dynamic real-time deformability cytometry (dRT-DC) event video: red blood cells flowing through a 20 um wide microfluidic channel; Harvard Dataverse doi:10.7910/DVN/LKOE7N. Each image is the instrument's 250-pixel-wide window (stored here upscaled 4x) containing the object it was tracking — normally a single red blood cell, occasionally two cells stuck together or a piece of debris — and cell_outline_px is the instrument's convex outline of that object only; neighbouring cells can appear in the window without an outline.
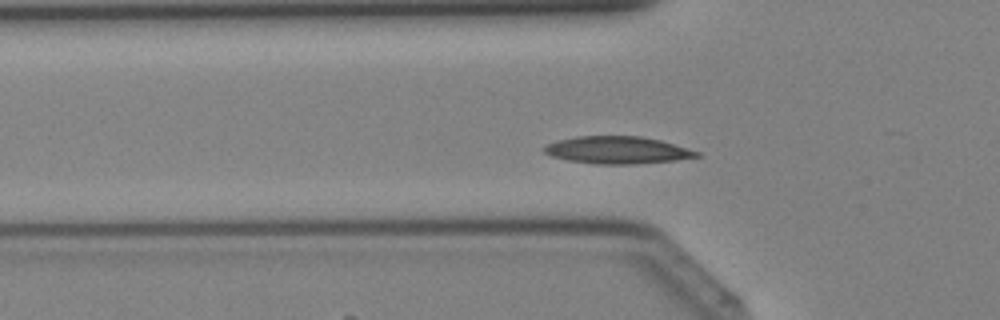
{"species": "Egyptian fruit bat (a non-hibernating species)", "species_latin": "Rousettus aegyptiacus", "temperature_condition": "cold", "stored_images_in_passage": 30, "camera_frame_rate_fps": 3000, "um_per_image_px": 0.085, "animal": {"sex": "female"}, "frame": {"image": 1, "passage_image": 9, "time_ms": 2.667, "image_size_px": [1000, 320], "cell_outline_px": [[704, 156], [676, 160], [636, 164], [592, 164], [568, 160], [552, 156], [544, 152], [540, 148], [556, 140], [576, 136], [640, 136], [660, 140], [700, 152]], "centroid_in_image_um": [52.47, 12.76], "position_along_channel_um": 73.3, "area_um2": 24.45}}
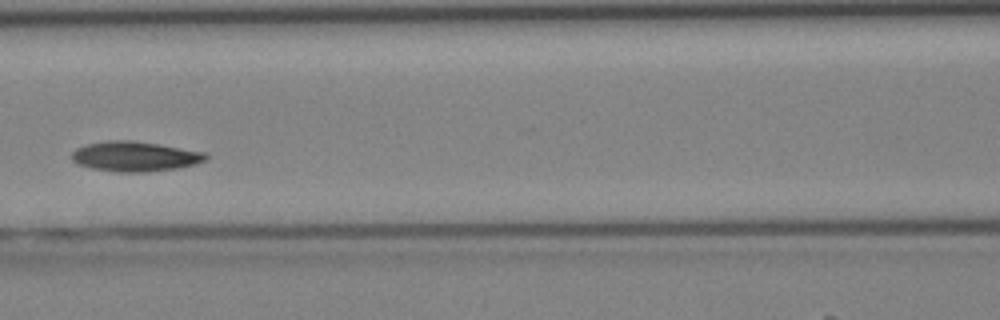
{"frame": {"image": 2, "passage_image": 14, "time_ms": 4.333, "image_size_px": [1000, 320], "cell_outline_px": [[208, 156], [204, 160], [196, 164], [176, 168], [144, 172], [116, 172], [92, 168], [76, 164], [72, 160], [72, 152], [76, 148], [88, 144], [108, 140], [132, 140], [208, 152]], "centroid_in_image_um": [11.47, 13.29], "position_along_channel_um": 155.1, "area_um2": 23.41}}
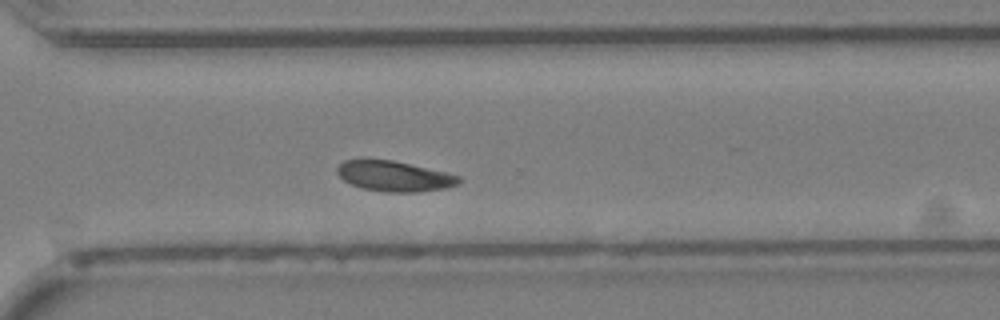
{"frame": {"image": 3, "passage_image": 25, "time_ms": 8.0, "image_size_px": [1000, 320], "cell_outline_px": [[460, 184], [448, 188], [416, 192], [384, 192], [360, 188], [344, 180], [336, 172], [336, 168], [344, 160], [392, 160], [444, 172], [460, 176]], "centroid_in_image_um": [33.52, 14.99], "position_along_channel_um": 337.1, "area_um2": 21.39}}